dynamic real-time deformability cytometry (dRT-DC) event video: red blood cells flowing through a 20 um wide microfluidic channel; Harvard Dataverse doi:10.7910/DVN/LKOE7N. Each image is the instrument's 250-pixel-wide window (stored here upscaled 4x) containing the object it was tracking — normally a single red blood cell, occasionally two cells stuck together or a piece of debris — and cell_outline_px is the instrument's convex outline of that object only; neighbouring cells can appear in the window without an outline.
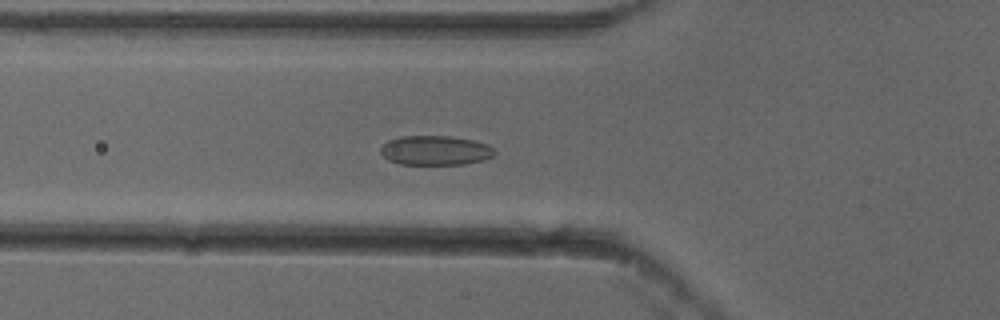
{"species": "common noctule bat (a hibernating species)", "species_latin": "Nyctalus noctula", "temperature_condition": "cold", "stored_images_in_passage": 54, "camera_frame_rate_fps": 3000, "um_per_image_px": 0.085, "animal": {"sex": "female"}, "frame": {"image": 1, "passage_image": 20, "time_ms": 6.333, "image_size_px": [1000, 320], "cell_outline_px": [[496, 152], [492, 156], [484, 160], [464, 164], [400, 164], [388, 160], [380, 152], [380, 148], [388, 140], [400, 136], [452, 136], [476, 140], [488, 144]], "centroid_in_image_um": [37.01, 12.77], "position_along_channel_um": 88.8, "area_um2": 19.71}}
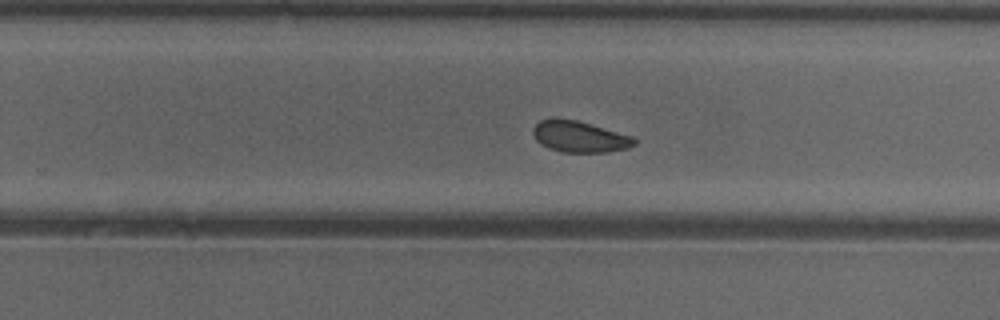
{"frame": {"image": 2, "passage_image": 35, "time_ms": 11.333, "image_size_px": [1000, 320], "cell_outline_px": [[636, 144], [628, 148], [608, 152], [560, 152], [548, 148], [540, 144], [536, 140], [532, 132], [532, 128], [540, 120], [576, 120], [632, 136], [636, 140]], "centroid_in_image_um": [49.26, 11.65], "position_along_channel_um": 280.5, "area_um2": 18.15}}
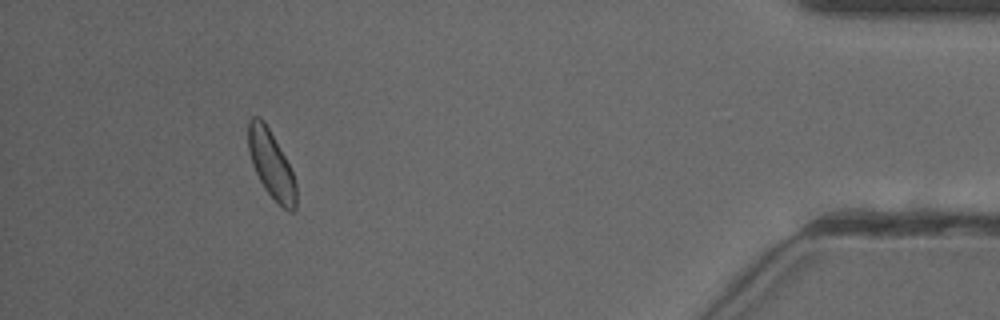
{"frame": {"image": 3, "passage_image": 50, "time_ms": 16.333, "image_size_px": [1000, 320], "cell_outline_px": [[296, 208], [292, 212], [288, 212], [264, 188], [252, 164], [248, 152], [248, 120], [252, 116], [256, 116], [264, 120], [284, 156], [292, 172], [296, 184]], "centroid_in_image_um": [23.04, 13.96], "position_along_channel_um": 412.2, "area_um2": 18.55}, "authors_computed_cell_mechanics": {"area_um2": 19.4208, "velocity_mm_per_s": 3.829, "shape_relaxation_time_tau1_ms": 3.593, "shape_relaxation_time_tau2_ms": 2.3975, "deformation_change_tau1": 0.057, "deformation_change_tau2": 0.0781}}